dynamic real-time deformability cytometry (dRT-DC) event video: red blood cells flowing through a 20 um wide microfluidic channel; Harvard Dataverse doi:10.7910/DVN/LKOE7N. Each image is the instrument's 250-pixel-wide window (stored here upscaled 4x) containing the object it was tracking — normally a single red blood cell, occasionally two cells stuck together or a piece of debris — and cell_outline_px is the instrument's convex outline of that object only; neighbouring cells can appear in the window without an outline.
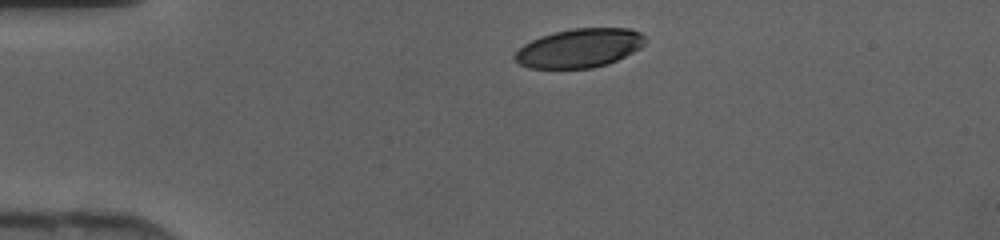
{"species": "human", "species_latin": "Homo sapiens", "temperature_condition": "cold", "stored_images_in_passage": 29, "camera_frame_rate_fps": 3000, "um_per_image_px": 0.085, "donor": {"sex": "female"}, "frame": {"image": 1, "passage_image": 1, "time_ms": 0.0, "image_size_px": [1000, 240], "cell_outline_px": [[644, 44], [640, 48], [608, 64], [592, 68], [528, 68], [520, 64], [512, 56], [524, 44], [540, 36], [572, 28], [628, 28], [640, 32], [644, 36]], "centroid_in_image_um": [49.23, 4.09], "position_along_channel_um": 35.8, "area_um2": 29.36}}
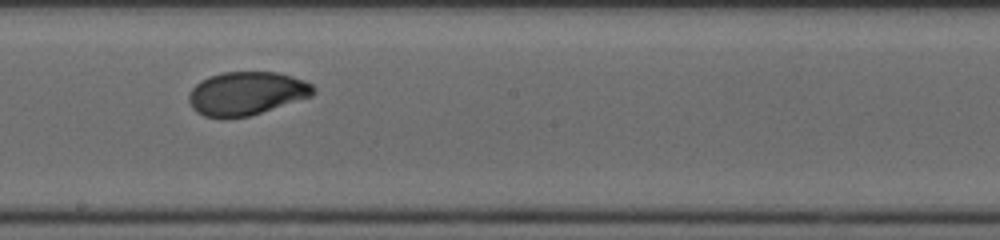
{"frame": {"image": 2, "passage_image": 17, "time_ms": 5.333, "image_size_px": [1000, 240], "cell_outline_px": [[316, 92], [312, 96], [248, 116], [204, 116], [196, 112], [192, 108], [188, 100], [188, 96], [192, 88], [200, 80], [208, 76], [220, 72], [280, 72], [304, 80], [312, 84], [316, 88]], "centroid_in_image_um": [20.96, 7.9], "position_along_channel_um": 227.2, "area_um2": 31.33}}
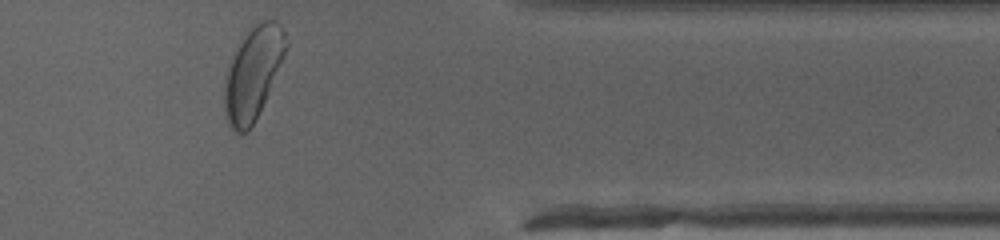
{"frame": {"image": 3, "passage_image": 29, "time_ms": 9.333, "image_size_px": [1000, 240], "cell_outline_px": [[288, 44], [284, 56], [264, 100], [248, 132], [236, 132], [228, 124], [224, 112], [224, 76], [228, 60], [248, 28], [264, 20], [276, 20], [284, 32]], "centroid_in_image_um": [21.45, 6.18], "position_along_channel_um": 390.0, "area_um2": 32.95}}